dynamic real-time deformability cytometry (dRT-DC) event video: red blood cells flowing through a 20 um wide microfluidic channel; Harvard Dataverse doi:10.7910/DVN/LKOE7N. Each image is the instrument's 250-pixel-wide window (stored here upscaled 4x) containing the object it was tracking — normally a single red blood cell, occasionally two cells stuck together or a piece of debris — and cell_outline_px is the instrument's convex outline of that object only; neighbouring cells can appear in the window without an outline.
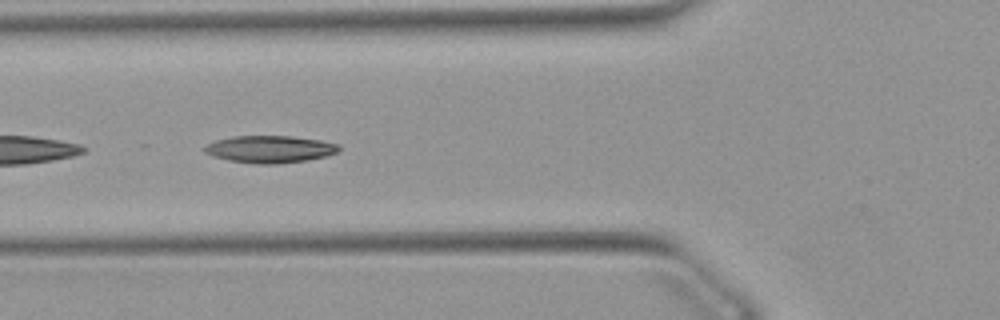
{"species": "Egyptian fruit bat (a non-hibernating species)", "species_latin": "Rousettus aegyptiacus", "temperature_condition": "warm", "stored_images_in_passage": 48, "camera_frame_rate_fps": 3000, "um_per_image_px": 0.085, "animal": {"sex": "female"}, "frame": {"image": 1, "passage_image": 16, "time_ms": 5.0, "image_size_px": [1000, 320], "cell_outline_px": [[340, 148], [336, 152], [324, 156], [304, 160], [276, 164], [256, 164], [228, 160], [212, 156], [204, 152], [204, 148], [208, 144], [216, 140], [232, 136], [292, 136], [320, 140], [340, 144]], "centroid_in_image_um": [22.91, 12.67], "position_along_channel_um": 102.9, "area_um2": 21.15}}
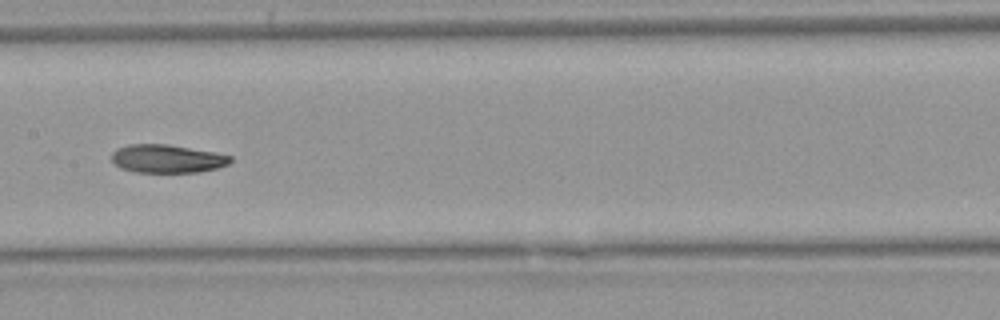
{"frame": {"image": 2, "passage_image": 23, "time_ms": 7.333, "image_size_px": [1000, 320], "cell_outline_px": [[232, 160], [228, 164], [216, 168], [200, 172], [132, 172], [120, 168], [112, 160], [112, 152], [116, 148], [128, 144], [168, 144], [216, 152], [232, 156]], "centroid_in_image_um": [14.2, 13.48], "position_along_channel_um": 193.2, "area_um2": 19.71}}
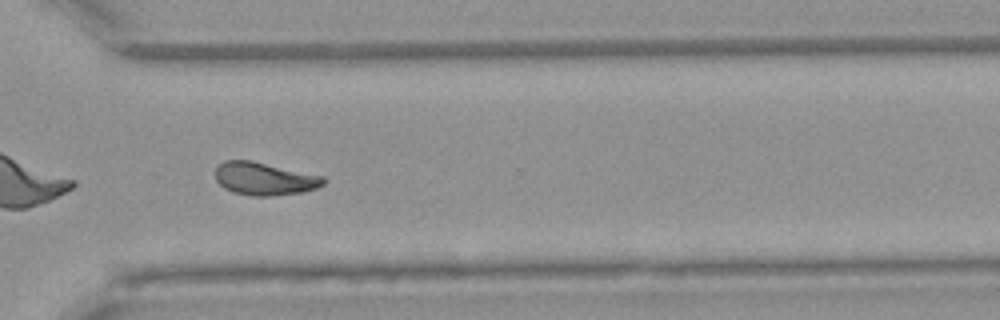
{"frame": {"image": 3, "passage_image": 35, "time_ms": 11.333, "image_size_px": [1000, 320], "cell_outline_px": [[324, 184], [316, 188], [300, 192], [272, 196], [252, 196], [232, 192], [224, 188], [216, 180], [216, 168], [224, 160], [252, 160], [324, 176]], "centroid_in_image_um": [22.46, 15.19], "position_along_channel_um": 348.1, "area_um2": 20.69}, "authors_computed_cell_mechanics": {"area_um2": 20.7502, "velocity_mm_per_s": 3.8824, "shape_relaxation_time_tau1_ms": 7.3208, "shape_relaxation_time_tau2_ms": 6.9901, "deformation_change_tau1": 0.1897, "deformation_change_tau2": 0.1441}}